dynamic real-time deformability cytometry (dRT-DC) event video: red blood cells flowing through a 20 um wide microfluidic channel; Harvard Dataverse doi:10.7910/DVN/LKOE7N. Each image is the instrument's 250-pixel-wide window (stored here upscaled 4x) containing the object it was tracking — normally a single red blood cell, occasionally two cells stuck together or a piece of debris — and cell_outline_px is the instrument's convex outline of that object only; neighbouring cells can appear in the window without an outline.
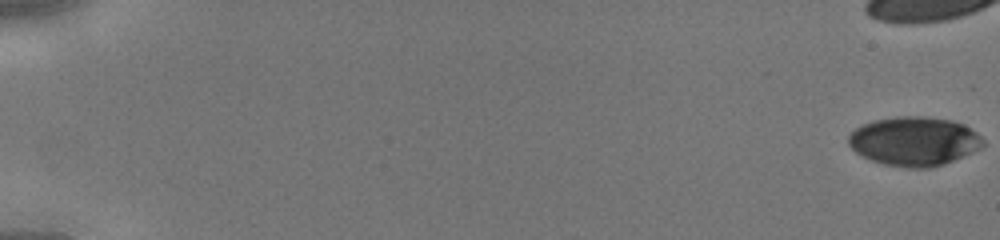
{"species": "human", "species_latin": "Homo sapiens", "temperature_condition": "cold", "stored_images_in_passage": 38, "camera_frame_rate_fps": 3000, "um_per_image_px": 0.085, "donor": {"sex": "male"}, "frame": {"image": 1, "passage_image": 1, "time_ms": 0.0, "image_size_px": [1000, 240], "cell_outline_px": [[984, 144], [980, 148], [972, 152], [944, 164], [928, 168], [908, 168], [884, 164], [872, 160], [856, 152], [848, 144], [848, 136], [856, 128], [872, 120], [896, 116], [924, 116], [952, 120], [964, 124], [976, 132], [984, 140]], "centroid_in_image_um": [77.71, 11.99], "position_along_channel_um": 7.3, "area_um2": 38.44}}